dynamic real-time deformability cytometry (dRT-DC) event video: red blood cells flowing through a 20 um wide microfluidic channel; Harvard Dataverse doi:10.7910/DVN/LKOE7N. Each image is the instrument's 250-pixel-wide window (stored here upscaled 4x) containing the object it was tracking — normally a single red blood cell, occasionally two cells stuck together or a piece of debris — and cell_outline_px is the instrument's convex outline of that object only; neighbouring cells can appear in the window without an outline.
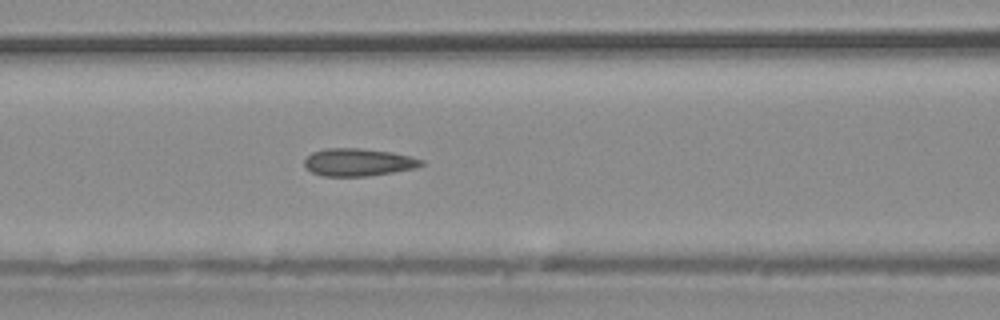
{"species": "common noctule bat (a hibernating species)", "species_latin": "Nyctalus noctula", "temperature_condition": "warm", "stored_images_in_passage": 37, "camera_frame_rate_fps": 3000, "um_per_image_px": 0.085, "animal": {"sex": "male", "body_mass_g": 20.4}, "frame": {"image": 1, "passage_image": 16, "time_ms": 5.0, "image_size_px": [1000, 320], "cell_outline_px": [[428, 164], [416, 168], [368, 176], [324, 176], [312, 172], [304, 164], [304, 160], [312, 152], [328, 148], [360, 148], [392, 152], [424, 160]], "centroid_in_image_um": [30.5, 13.79], "position_along_channel_um": 136.1, "area_um2": 18.79}}
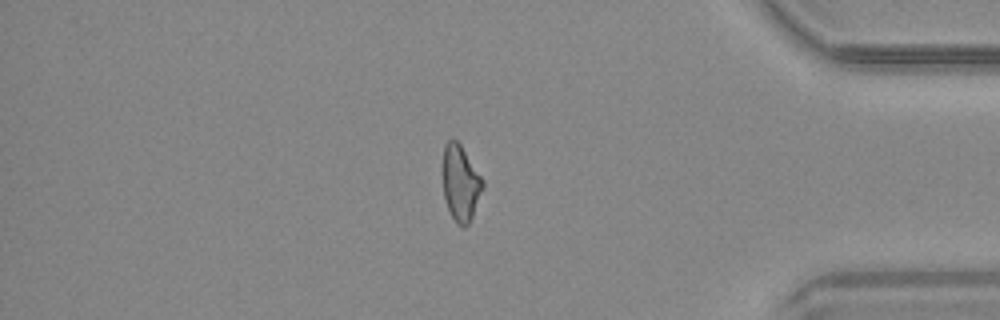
{"frame": {"image": 2, "passage_image": 32, "time_ms": 10.333, "image_size_px": [1000, 320], "cell_outline_px": [[484, 188], [472, 216], [468, 224], [464, 228], [456, 224], [444, 200], [444, 144], [448, 140], [456, 140], [460, 144], [484, 180]], "centroid_in_image_um": [39.17, 15.59], "position_along_channel_um": 396.0, "area_um2": 17.46}}